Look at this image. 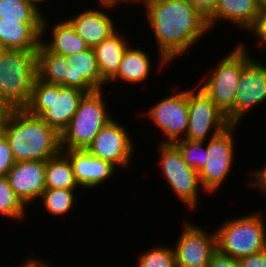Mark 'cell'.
Returning <instances> with one entry per match:
<instances>
[{
	"instance_id": "1",
	"label": "cell",
	"mask_w": 266,
	"mask_h": 267,
	"mask_svg": "<svg viewBox=\"0 0 266 267\" xmlns=\"http://www.w3.org/2000/svg\"><path fill=\"white\" fill-rule=\"evenodd\" d=\"M141 6L158 46L160 71L210 31L207 18L188 0H145Z\"/></svg>"
},
{
	"instance_id": "2",
	"label": "cell",
	"mask_w": 266,
	"mask_h": 267,
	"mask_svg": "<svg viewBox=\"0 0 266 267\" xmlns=\"http://www.w3.org/2000/svg\"><path fill=\"white\" fill-rule=\"evenodd\" d=\"M2 134L16 162L46 161L61 151L60 134L26 109L9 110Z\"/></svg>"
},
{
	"instance_id": "3",
	"label": "cell",
	"mask_w": 266,
	"mask_h": 267,
	"mask_svg": "<svg viewBox=\"0 0 266 267\" xmlns=\"http://www.w3.org/2000/svg\"><path fill=\"white\" fill-rule=\"evenodd\" d=\"M37 51L5 50L0 56V103L25 109L37 78Z\"/></svg>"
},
{
	"instance_id": "4",
	"label": "cell",
	"mask_w": 266,
	"mask_h": 267,
	"mask_svg": "<svg viewBox=\"0 0 266 267\" xmlns=\"http://www.w3.org/2000/svg\"><path fill=\"white\" fill-rule=\"evenodd\" d=\"M86 92L77 88L44 83L37 78L33 84L30 102L25 108L39 116L59 134L68 126Z\"/></svg>"
},
{
	"instance_id": "5",
	"label": "cell",
	"mask_w": 266,
	"mask_h": 267,
	"mask_svg": "<svg viewBox=\"0 0 266 267\" xmlns=\"http://www.w3.org/2000/svg\"><path fill=\"white\" fill-rule=\"evenodd\" d=\"M265 220L260 210L227 219L215 230L217 250L237 260L265 250Z\"/></svg>"
},
{
	"instance_id": "6",
	"label": "cell",
	"mask_w": 266,
	"mask_h": 267,
	"mask_svg": "<svg viewBox=\"0 0 266 267\" xmlns=\"http://www.w3.org/2000/svg\"><path fill=\"white\" fill-rule=\"evenodd\" d=\"M245 43H237L215 68L200 87L217 107L227 115L234 107L239 79L243 69L254 59ZM212 72V73H211Z\"/></svg>"
},
{
	"instance_id": "7",
	"label": "cell",
	"mask_w": 266,
	"mask_h": 267,
	"mask_svg": "<svg viewBox=\"0 0 266 267\" xmlns=\"http://www.w3.org/2000/svg\"><path fill=\"white\" fill-rule=\"evenodd\" d=\"M102 90L86 93L68 126L60 134L61 150L85 149L113 116Z\"/></svg>"
},
{
	"instance_id": "8",
	"label": "cell",
	"mask_w": 266,
	"mask_h": 267,
	"mask_svg": "<svg viewBox=\"0 0 266 267\" xmlns=\"http://www.w3.org/2000/svg\"><path fill=\"white\" fill-rule=\"evenodd\" d=\"M157 147V154L160 155L158 164L167 186L169 184V188L186 208L194 210L200 202V191L207 193L200 182L199 172L183 161L180 151L173 143H160Z\"/></svg>"
},
{
	"instance_id": "9",
	"label": "cell",
	"mask_w": 266,
	"mask_h": 267,
	"mask_svg": "<svg viewBox=\"0 0 266 267\" xmlns=\"http://www.w3.org/2000/svg\"><path fill=\"white\" fill-rule=\"evenodd\" d=\"M195 88L187 89L188 128L185 139L206 142L231 124L210 97L200 87L198 90Z\"/></svg>"
},
{
	"instance_id": "10",
	"label": "cell",
	"mask_w": 266,
	"mask_h": 267,
	"mask_svg": "<svg viewBox=\"0 0 266 267\" xmlns=\"http://www.w3.org/2000/svg\"><path fill=\"white\" fill-rule=\"evenodd\" d=\"M238 126L231 124L223 132L207 140L208 157L199 177L208 195L223 187L222 184L231 173L236 143L233 134Z\"/></svg>"
},
{
	"instance_id": "11",
	"label": "cell",
	"mask_w": 266,
	"mask_h": 267,
	"mask_svg": "<svg viewBox=\"0 0 266 267\" xmlns=\"http://www.w3.org/2000/svg\"><path fill=\"white\" fill-rule=\"evenodd\" d=\"M185 90V91H184ZM175 93H174V92ZM172 94L155 102L147 111L149 119L166 136L159 143H174L185 139L188 128L187 90L173 89Z\"/></svg>"
},
{
	"instance_id": "12",
	"label": "cell",
	"mask_w": 266,
	"mask_h": 267,
	"mask_svg": "<svg viewBox=\"0 0 266 267\" xmlns=\"http://www.w3.org/2000/svg\"><path fill=\"white\" fill-rule=\"evenodd\" d=\"M118 122L114 118L110 120L85 149L92 156L125 170L132 164L135 142L125 126Z\"/></svg>"
},
{
	"instance_id": "13",
	"label": "cell",
	"mask_w": 266,
	"mask_h": 267,
	"mask_svg": "<svg viewBox=\"0 0 266 267\" xmlns=\"http://www.w3.org/2000/svg\"><path fill=\"white\" fill-rule=\"evenodd\" d=\"M173 247L176 267H207L217 250L216 234L201 226L184 222Z\"/></svg>"
},
{
	"instance_id": "14",
	"label": "cell",
	"mask_w": 266,
	"mask_h": 267,
	"mask_svg": "<svg viewBox=\"0 0 266 267\" xmlns=\"http://www.w3.org/2000/svg\"><path fill=\"white\" fill-rule=\"evenodd\" d=\"M254 58L242 71L233 109L226 115L230 124L239 125L245 114L266 101V65Z\"/></svg>"
},
{
	"instance_id": "15",
	"label": "cell",
	"mask_w": 266,
	"mask_h": 267,
	"mask_svg": "<svg viewBox=\"0 0 266 267\" xmlns=\"http://www.w3.org/2000/svg\"><path fill=\"white\" fill-rule=\"evenodd\" d=\"M45 169L46 161H17L6 175L10 187L27 207L46 189Z\"/></svg>"
},
{
	"instance_id": "16",
	"label": "cell",
	"mask_w": 266,
	"mask_h": 267,
	"mask_svg": "<svg viewBox=\"0 0 266 267\" xmlns=\"http://www.w3.org/2000/svg\"><path fill=\"white\" fill-rule=\"evenodd\" d=\"M70 160L80 188H97L110 180L117 171L111 162L92 156L86 149L61 150Z\"/></svg>"
},
{
	"instance_id": "17",
	"label": "cell",
	"mask_w": 266,
	"mask_h": 267,
	"mask_svg": "<svg viewBox=\"0 0 266 267\" xmlns=\"http://www.w3.org/2000/svg\"><path fill=\"white\" fill-rule=\"evenodd\" d=\"M98 4L101 5L100 10L94 7L92 9L86 8L79 14H74L73 17L66 19L74 28V31L85 41L88 47L91 48L100 44L104 39L109 38L118 31L108 12L101 10L102 7L103 9H108V11L115 7L102 2Z\"/></svg>"
},
{
	"instance_id": "18",
	"label": "cell",
	"mask_w": 266,
	"mask_h": 267,
	"mask_svg": "<svg viewBox=\"0 0 266 267\" xmlns=\"http://www.w3.org/2000/svg\"><path fill=\"white\" fill-rule=\"evenodd\" d=\"M44 23H22L18 20L0 18V43L5 50L37 51L41 44V35H45L49 27L47 17Z\"/></svg>"
},
{
	"instance_id": "19",
	"label": "cell",
	"mask_w": 266,
	"mask_h": 267,
	"mask_svg": "<svg viewBox=\"0 0 266 267\" xmlns=\"http://www.w3.org/2000/svg\"><path fill=\"white\" fill-rule=\"evenodd\" d=\"M66 61L69 65L68 87L91 93L108 85L101 78L93 48L66 56Z\"/></svg>"
},
{
	"instance_id": "20",
	"label": "cell",
	"mask_w": 266,
	"mask_h": 267,
	"mask_svg": "<svg viewBox=\"0 0 266 267\" xmlns=\"http://www.w3.org/2000/svg\"><path fill=\"white\" fill-rule=\"evenodd\" d=\"M261 7L258 0H219L215 10L207 18L209 29L223 20L224 23L228 21L247 32L255 24Z\"/></svg>"
},
{
	"instance_id": "21",
	"label": "cell",
	"mask_w": 266,
	"mask_h": 267,
	"mask_svg": "<svg viewBox=\"0 0 266 267\" xmlns=\"http://www.w3.org/2000/svg\"><path fill=\"white\" fill-rule=\"evenodd\" d=\"M129 42L124 34L116 31L109 38L104 39L100 44L93 47L101 78L106 82L117 74L123 54Z\"/></svg>"
},
{
	"instance_id": "22",
	"label": "cell",
	"mask_w": 266,
	"mask_h": 267,
	"mask_svg": "<svg viewBox=\"0 0 266 267\" xmlns=\"http://www.w3.org/2000/svg\"><path fill=\"white\" fill-rule=\"evenodd\" d=\"M151 68L149 54L140 47L129 45L123 54L117 74L109 82L122 81L126 85H138L147 80Z\"/></svg>"
},
{
	"instance_id": "23",
	"label": "cell",
	"mask_w": 266,
	"mask_h": 267,
	"mask_svg": "<svg viewBox=\"0 0 266 267\" xmlns=\"http://www.w3.org/2000/svg\"><path fill=\"white\" fill-rule=\"evenodd\" d=\"M65 20V21H64ZM53 23L50 29L49 39L41 35V43L52 53L61 56H70L88 49L85 41L74 31V28L66 18Z\"/></svg>"
},
{
	"instance_id": "24",
	"label": "cell",
	"mask_w": 266,
	"mask_h": 267,
	"mask_svg": "<svg viewBox=\"0 0 266 267\" xmlns=\"http://www.w3.org/2000/svg\"><path fill=\"white\" fill-rule=\"evenodd\" d=\"M37 79L53 85L68 87L69 65L66 56L50 52L42 43L37 49Z\"/></svg>"
},
{
	"instance_id": "25",
	"label": "cell",
	"mask_w": 266,
	"mask_h": 267,
	"mask_svg": "<svg viewBox=\"0 0 266 267\" xmlns=\"http://www.w3.org/2000/svg\"><path fill=\"white\" fill-rule=\"evenodd\" d=\"M45 182L46 189H80L70 160L62 151L46 160Z\"/></svg>"
},
{
	"instance_id": "26",
	"label": "cell",
	"mask_w": 266,
	"mask_h": 267,
	"mask_svg": "<svg viewBox=\"0 0 266 267\" xmlns=\"http://www.w3.org/2000/svg\"><path fill=\"white\" fill-rule=\"evenodd\" d=\"M76 190L62 188L45 189L39 201H41V206L44 207V210L54 217L69 215L77 201V196H75Z\"/></svg>"
},
{
	"instance_id": "27",
	"label": "cell",
	"mask_w": 266,
	"mask_h": 267,
	"mask_svg": "<svg viewBox=\"0 0 266 267\" xmlns=\"http://www.w3.org/2000/svg\"><path fill=\"white\" fill-rule=\"evenodd\" d=\"M22 23H44V12L28 0H0V18Z\"/></svg>"
},
{
	"instance_id": "28",
	"label": "cell",
	"mask_w": 266,
	"mask_h": 267,
	"mask_svg": "<svg viewBox=\"0 0 266 267\" xmlns=\"http://www.w3.org/2000/svg\"><path fill=\"white\" fill-rule=\"evenodd\" d=\"M27 206L20 200L10 187L6 176H0V215L16 222L27 219ZM17 219V220H16ZM21 219V220H20Z\"/></svg>"
},
{
	"instance_id": "29",
	"label": "cell",
	"mask_w": 266,
	"mask_h": 267,
	"mask_svg": "<svg viewBox=\"0 0 266 267\" xmlns=\"http://www.w3.org/2000/svg\"><path fill=\"white\" fill-rule=\"evenodd\" d=\"M204 143L205 141L183 139L173 144L180 151L183 161L192 169L200 172L205 166L208 157L207 141L206 144Z\"/></svg>"
},
{
	"instance_id": "30",
	"label": "cell",
	"mask_w": 266,
	"mask_h": 267,
	"mask_svg": "<svg viewBox=\"0 0 266 267\" xmlns=\"http://www.w3.org/2000/svg\"><path fill=\"white\" fill-rule=\"evenodd\" d=\"M159 245L151 250L142 251V254L136 258V267H176L173 246Z\"/></svg>"
},
{
	"instance_id": "31",
	"label": "cell",
	"mask_w": 266,
	"mask_h": 267,
	"mask_svg": "<svg viewBox=\"0 0 266 267\" xmlns=\"http://www.w3.org/2000/svg\"><path fill=\"white\" fill-rule=\"evenodd\" d=\"M262 50H266V6L261 7L255 24L248 30ZM257 39V40H256Z\"/></svg>"
},
{
	"instance_id": "32",
	"label": "cell",
	"mask_w": 266,
	"mask_h": 267,
	"mask_svg": "<svg viewBox=\"0 0 266 267\" xmlns=\"http://www.w3.org/2000/svg\"><path fill=\"white\" fill-rule=\"evenodd\" d=\"M12 150L9 147L5 136L0 134V176H6L12 166L15 164Z\"/></svg>"
},
{
	"instance_id": "33",
	"label": "cell",
	"mask_w": 266,
	"mask_h": 267,
	"mask_svg": "<svg viewBox=\"0 0 266 267\" xmlns=\"http://www.w3.org/2000/svg\"><path fill=\"white\" fill-rule=\"evenodd\" d=\"M248 173L251 175H249V181L246 182V186L249 187L250 185L251 188L259 189L260 192H263V195H266V164H263V166L256 171L254 170Z\"/></svg>"
},
{
	"instance_id": "34",
	"label": "cell",
	"mask_w": 266,
	"mask_h": 267,
	"mask_svg": "<svg viewBox=\"0 0 266 267\" xmlns=\"http://www.w3.org/2000/svg\"><path fill=\"white\" fill-rule=\"evenodd\" d=\"M207 267H240L237 259L225 255L218 250L212 255Z\"/></svg>"
},
{
	"instance_id": "35",
	"label": "cell",
	"mask_w": 266,
	"mask_h": 267,
	"mask_svg": "<svg viewBox=\"0 0 266 267\" xmlns=\"http://www.w3.org/2000/svg\"><path fill=\"white\" fill-rule=\"evenodd\" d=\"M240 267H266V249L238 260Z\"/></svg>"
},
{
	"instance_id": "36",
	"label": "cell",
	"mask_w": 266,
	"mask_h": 267,
	"mask_svg": "<svg viewBox=\"0 0 266 267\" xmlns=\"http://www.w3.org/2000/svg\"><path fill=\"white\" fill-rule=\"evenodd\" d=\"M200 13L208 18L215 10L219 0H188Z\"/></svg>"
},
{
	"instance_id": "37",
	"label": "cell",
	"mask_w": 266,
	"mask_h": 267,
	"mask_svg": "<svg viewBox=\"0 0 266 267\" xmlns=\"http://www.w3.org/2000/svg\"><path fill=\"white\" fill-rule=\"evenodd\" d=\"M20 264L18 267H52V264L49 265L47 261L37 258L35 255H31L30 257L28 255Z\"/></svg>"
},
{
	"instance_id": "38",
	"label": "cell",
	"mask_w": 266,
	"mask_h": 267,
	"mask_svg": "<svg viewBox=\"0 0 266 267\" xmlns=\"http://www.w3.org/2000/svg\"><path fill=\"white\" fill-rule=\"evenodd\" d=\"M97 2H102L106 5L112 6V7H117V5H121L124 3H132V4H136V3H140L143 4L145 2V0H98Z\"/></svg>"
},
{
	"instance_id": "39",
	"label": "cell",
	"mask_w": 266,
	"mask_h": 267,
	"mask_svg": "<svg viewBox=\"0 0 266 267\" xmlns=\"http://www.w3.org/2000/svg\"><path fill=\"white\" fill-rule=\"evenodd\" d=\"M8 112H9V109L0 103V134L2 133L4 120H5Z\"/></svg>"
},
{
	"instance_id": "40",
	"label": "cell",
	"mask_w": 266,
	"mask_h": 267,
	"mask_svg": "<svg viewBox=\"0 0 266 267\" xmlns=\"http://www.w3.org/2000/svg\"><path fill=\"white\" fill-rule=\"evenodd\" d=\"M31 4H33L39 11H41L42 12V9L41 8H43V7H40V4L43 6L44 5V3H45V5L44 6H46V2L48 1L49 2V0H28ZM43 3V4H42ZM41 9V10H40Z\"/></svg>"
},
{
	"instance_id": "41",
	"label": "cell",
	"mask_w": 266,
	"mask_h": 267,
	"mask_svg": "<svg viewBox=\"0 0 266 267\" xmlns=\"http://www.w3.org/2000/svg\"><path fill=\"white\" fill-rule=\"evenodd\" d=\"M258 3L263 7L266 6V0H258Z\"/></svg>"
},
{
	"instance_id": "42",
	"label": "cell",
	"mask_w": 266,
	"mask_h": 267,
	"mask_svg": "<svg viewBox=\"0 0 266 267\" xmlns=\"http://www.w3.org/2000/svg\"><path fill=\"white\" fill-rule=\"evenodd\" d=\"M5 51V48L3 47V45L0 43V56L1 54Z\"/></svg>"
}]
</instances>
